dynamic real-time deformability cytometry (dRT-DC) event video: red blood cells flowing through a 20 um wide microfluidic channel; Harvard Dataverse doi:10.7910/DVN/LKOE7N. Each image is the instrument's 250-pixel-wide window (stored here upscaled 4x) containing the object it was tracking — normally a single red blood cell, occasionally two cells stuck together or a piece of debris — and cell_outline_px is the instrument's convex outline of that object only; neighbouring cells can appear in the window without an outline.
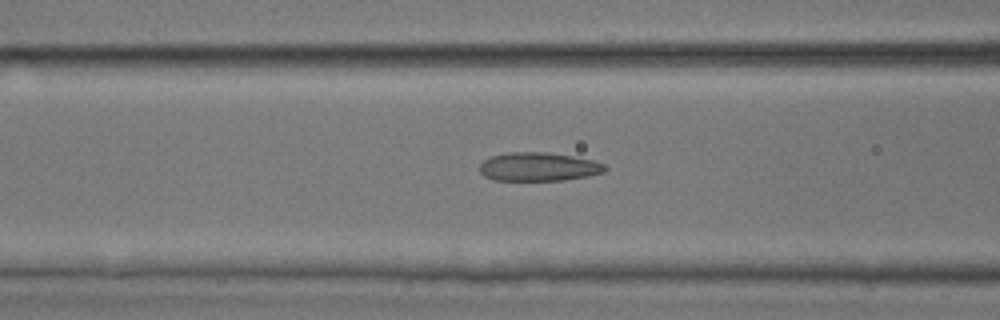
{"species": "common noctule bat (a hibernating species)", "species_latin": "Nyctalus noctula", "temperature_condition": "room temperature", "stored_images_in_passage": 36, "camera_frame_rate_fps": 3000, "um_per_image_px": 0.085, "animal": {"sex": "male", "body_mass_g": 17.9, "forearm_length_mm": 54.2}, "frame": {"image": 1, "passage_image": 14, "time_ms": 4.333, "image_size_px": [1000, 320], "cell_outline_px": [[608, 168], [604, 172], [588, 176], [564, 180], [492, 180], [484, 176], [480, 172], [480, 164], [488, 156], [508, 152], [548, 152], [572, 156], [592, 160], [604, 164]], "centroid_in_image_um": [45.75, 14.17], "position_along_channel_um": 120.8, "area_um2": 21.04}}
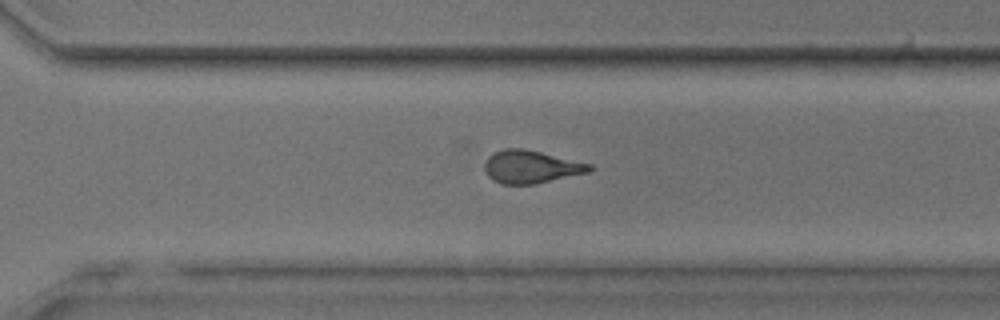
{"frame": {"image": 2, "passage_image": 28, "time_ms": 9.0, "image_size_px": [1000, 320], "cell_outline_px": [[592, 168], [588, 172], [536, 184], [500, 184], [492, 180], [488, 176], [484, 168], [484, 164], [488, 156], [492, 152], [504, 148], [524, 148], [592, 164]], "centroid_in_image_um": [45.09, 14.17], "position_along_channel_um": 325.5, "area_um2": 20.17}}
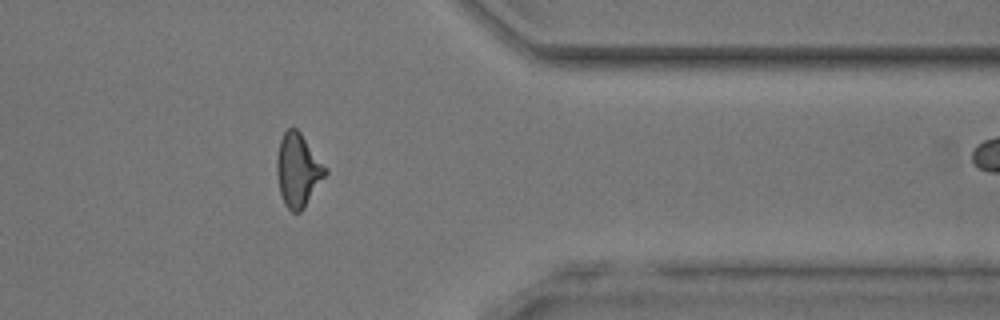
{"frame": {"image": 3, "passage_image": 33, "time_ms": 10.667, "image_size_px": [1000, 320], "cell_outline_px": [[328, 172], [304, 208], [300, 212], [292, 212], [284, 204], [280, 192], [276, 172], [276, 156], [280, 140], [284, 132], [288, 128], [296, 128], [300, 132], [328, 168]], "centroid_in_image_um": [25.33, 14.46], "position_along_channel_um": 386.1, "area_um2": 20.81}}